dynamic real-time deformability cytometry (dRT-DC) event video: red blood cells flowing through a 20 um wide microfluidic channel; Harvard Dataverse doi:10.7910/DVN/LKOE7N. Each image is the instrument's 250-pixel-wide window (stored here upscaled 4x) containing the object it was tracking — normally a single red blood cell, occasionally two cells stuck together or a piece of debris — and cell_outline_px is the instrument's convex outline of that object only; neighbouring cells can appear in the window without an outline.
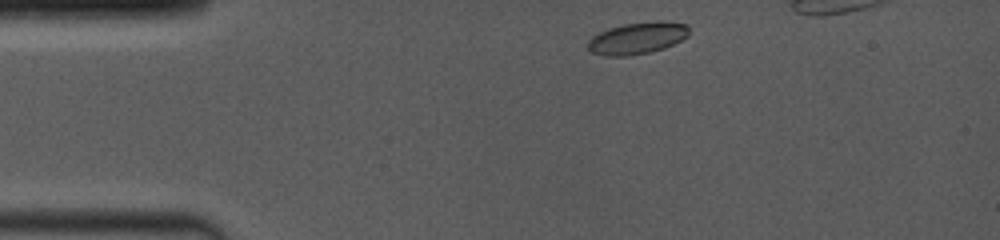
{"species": "common noctule bat (a hibernating species)", "species_latin": "Nyctalus noctula", "temperature_condition": "room temperature", "stored_images_in_passage": 12, "camera_frame_rate_fps": 4000, "um_per_image_px": 0.085, "animal": {"sex": "female", "body_mass_g": 19.0, "forearm_length_mm": 53.3}, "frame": {"image": 1, "passage_image": 2, "time_ms": 0.25, "image_size_px": [1000, 240], "cell_outline_px": [[688, 36], [664, 48], [648, 52], [624, 56], [608, 56], [592, 52], [588, 48], [588, 40], [592, 36], [600, 32], [624, 24], [656, 20], [664, 20], [688, 24]], "centroid_in_image_um": [54.2, 3.22], "position_along_channel_um": 30.8, "area_um2": 18.61}}
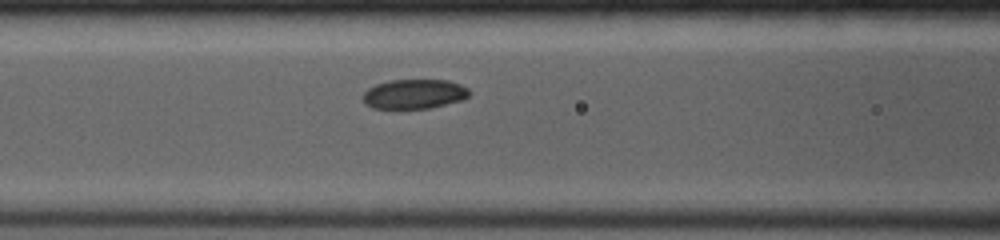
{"frame": {"image": 2, "passage_image": 10, "time_ms": 4.0, "image_size_px": [1000, 240], "cell_outline_px": [[468, 96], [460, 100], [428, 108], [400, 112], [372, 108], [364, 104], [360, 96], [368, 88], [376, 84], [388, 80], [448, 80], [460, 84], [468, 88]], "centroid_in_image_um": [35.08, 8.04], "position_along_channel_um": 131.5, "area_um2": 19.07}}
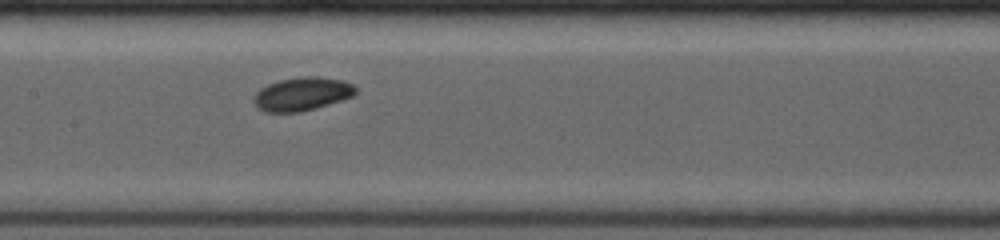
{"frame": {"image": 3, "passage_image": 12, "time_ms": 5.25, "image_size_px": [1000, 240], "cell_outline_px": [[356, 92], [352, 96], [316, 108], [300, 112], [264, 112], [256, 108], [252, 100], [252, 96], [260, 88], [268, 84], [280, 80], [300, 76], [316, 76], [340, 80], [352, 84], [356, 88]], "centroid_in_image_um": [25.6, 7.99], "position_along_channel_um": 181.8, "area_um2": 19.88}}